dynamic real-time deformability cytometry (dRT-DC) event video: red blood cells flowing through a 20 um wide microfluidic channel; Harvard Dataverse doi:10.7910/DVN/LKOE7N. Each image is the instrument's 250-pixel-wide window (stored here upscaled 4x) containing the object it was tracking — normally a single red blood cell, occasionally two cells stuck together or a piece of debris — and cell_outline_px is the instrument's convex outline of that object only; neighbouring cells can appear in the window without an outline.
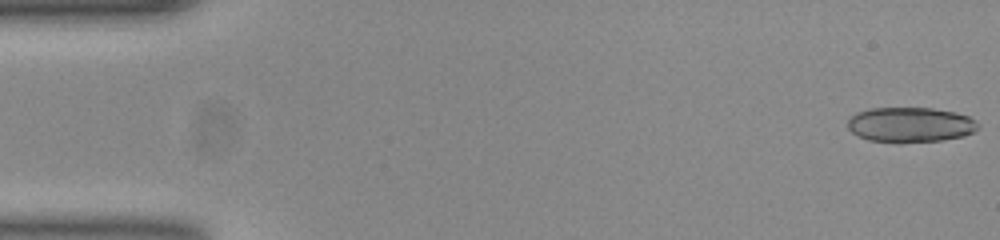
{"species": "common noctule bat (a hibernating species)", "species_latin": "Nyctalus noctula", "temperature_condition": "room temperature", "stored_images_in_passage": 53, "camera_frame_rate_fps": 3000, "um_per_image_px": 0.085, "animal": {"sex": "female", "body_mass_g": 23.0, "forearm_length_mm": 53.4}, "frame": {"image": 1, "passage_image": 1, "time_ms": 0.0, "image_size_px": [1000, 240], "cell_outline_px": [[980, 128], [964, 136], [940, 140], [900, 144], [868, 140], [852, 132], [848, 128], [848, 120], [856, 112], [868, 108], [932, 108], [956, 112], [968, 116], [976, 120], [980, 124]], "centroid_in_image_um": [77.39, 10.61], "position_along_channel_um": 7.6, "area_um2": 27.05}}
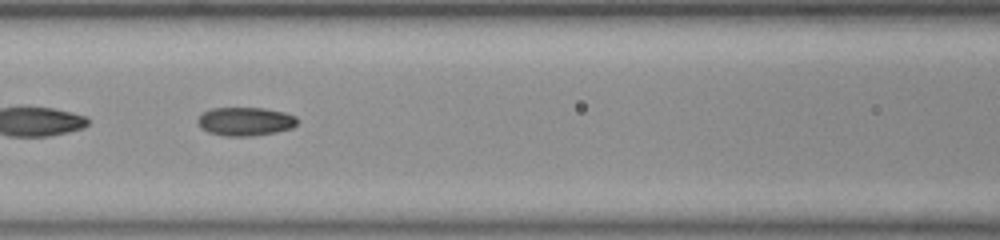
{"frame": {"image": 2, "passage_image": 23, "time_ms": 7.333, "image_size_px": [1000, 240], "cell_outline_px": [[296, 124], [292, 128], [276, 132], [248, 136], [228, 136], [208, 132], [196, 120], [204, 112], [212, 108], [264, 108], [284, 112], [296, 116]], "centroid_in_image_um": [20.87, 10.31], "position_along_channel_um": 145.7, "area_um2": 16.3}}
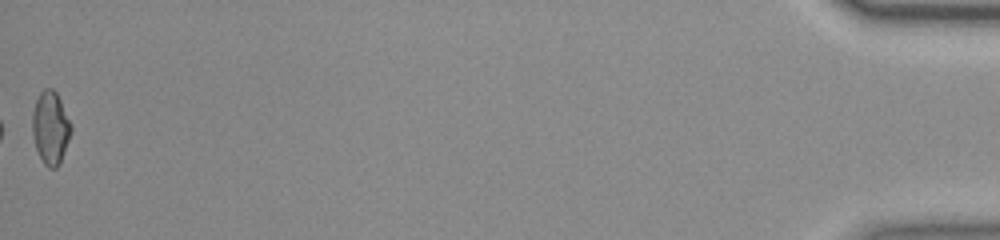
{"frame": {"image": 3, "passage_image": 53, "time_ms": 17.333, "image_size_px": [1000, 240], "cell_outline_px": [[72, 132], [60, 164], [56, 168], [48, 168], [44, 164], [36, 148], [32, 132], [32, 112], [36, 100], [40, 92], [44, 88], [52, 88], [56, 92], [72, 124]], "centroid_in_image_um": [4.3, 10.86], "position_along_channel_um": 430.9, "area_um2": 16.59}, "authors_computed_cell_mechanics": {"area_um2": 16.184, "velocity_mm_per_s": 3.8891, "shape_relaxation_time_tau1_ms": 6.5469, "shape_relaxation_time_tau2_ms": 2.4662, "deformation_change_tau1": 0.1755, "deformation_change_tau2": 0.0718}}